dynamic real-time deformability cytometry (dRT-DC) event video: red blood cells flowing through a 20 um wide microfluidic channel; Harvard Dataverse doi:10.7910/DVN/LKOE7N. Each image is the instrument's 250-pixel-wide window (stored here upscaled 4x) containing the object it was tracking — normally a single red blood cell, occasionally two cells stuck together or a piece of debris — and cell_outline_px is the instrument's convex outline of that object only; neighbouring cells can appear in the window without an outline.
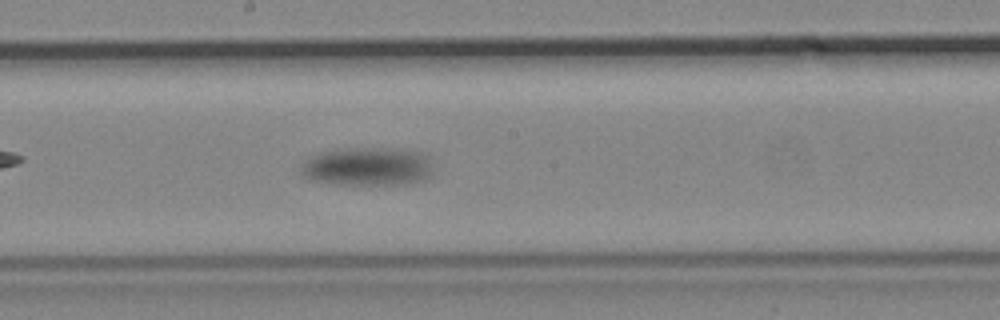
{"species": "common noctule bat (a hibernating species)", "species_latin": "Nyctalus noctula", "temperature_condition": "cold", "stored_images_in_passage": 13, "camera_frame_rate_fps": 3000, "um_per_image_px": 0.085, "animal": {"sex": "male", "body_mass_g": 19.2, "forearm_length_mm": 51.8}, "frame": {"image": 1, "passage_image": 13, "time_ms": 15.0, "image_size_px": [1000, 320], "cell_outline_px": [[432, 176], [424, 180], [412, 184], [336, 184], [312, 180], [304, 176], [300, 172], [300, 164], [308, 156], [320, 152], [344, 148], [404, 148], [424, 152], [428, 156], [432, 168]], "centroid_in_image_um": [31.27, 14.14], "position_along_channel_um": 216.9, "area_um2": 30.4}}